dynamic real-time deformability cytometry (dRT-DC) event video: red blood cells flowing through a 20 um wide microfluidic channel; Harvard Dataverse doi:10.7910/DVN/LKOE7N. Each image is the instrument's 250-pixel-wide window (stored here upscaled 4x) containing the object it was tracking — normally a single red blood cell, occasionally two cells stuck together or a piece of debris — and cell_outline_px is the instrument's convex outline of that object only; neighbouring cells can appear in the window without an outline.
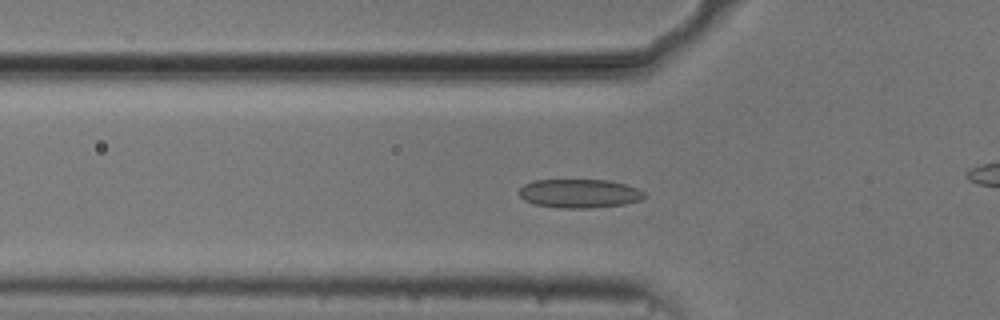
{"species": "common noctule bat (a hibernating species)", "species_latin": "Nyctalus noctula", "temperature_condition": "cold", "stored_images_in_passage": 54, "camera_frame_rate_fps": 3000, "um_per_image_px": 0.085, "animal": {"sex": "male", "body_mass_g": 20.5, "forearm_length_mm": 52.5}, "frame": {"image": 1, "passage_image": 17, "time_ms": 5.333, "image_size_px": [1000, 320], "cell_outline_px": [[644, 196], [640, 200], [624, 204], [588, 208], [560, 208], [536, 204], [524, 200], [520, 196], [520, 188], [524, 184], [532, 180], [608, 180], [624, 184], [636, 188], [644, 192]], "centroid_in_image_um": [49.22, 16.44], "position_along_channel_um": 76.6, "area_um2": 20.81}}
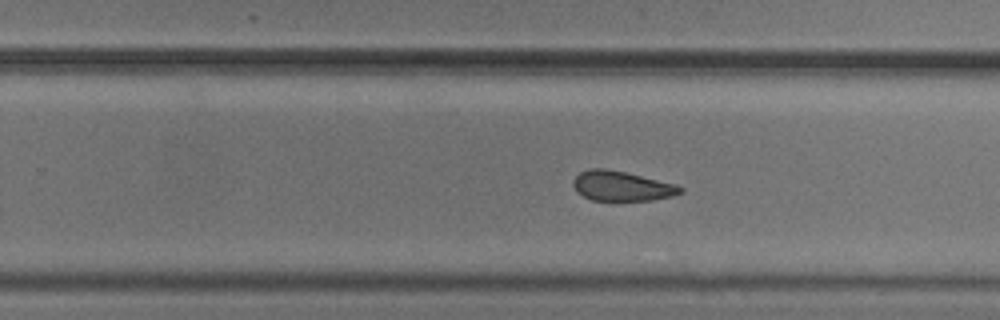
{"frame": {"image": 2, "passage_image": 33, "time_ms": 10.667, "image_size_px": [1000, 320], "cell_outline_px": [[684, 192], [672, 196], [652, 200], [592, 200], [576, 192], [572, 184], [572, 180], [580, 172], [592, 168], [604, 168], [624, 172], [676, 184], [684, 188]], "centroid_in_image_um": [52.84, 15.81], "position_along_channel_um": 277.0, "area_um2": 18.55}}
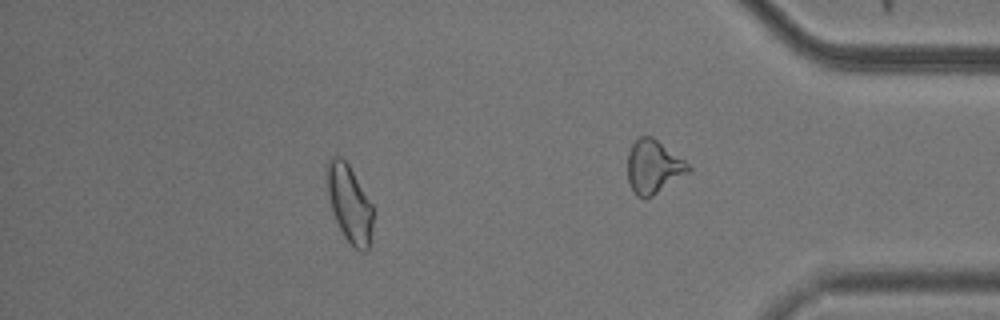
{"frame": {"image": 3, "passage_image": 47, "time_ms": 15.333, "image_size_px": [1000, 320], "cell_outline_px": [[372, 228], [368, 248], [364, 252], [360, 252], [344, 236], [336, 220], [332, 208], [324, 180], [324, 164], [336, 152], [348, 164], [372, 204]], "centroid_in_image_um": [29.64, 17.21], "position_along_channel_um": 405.6, "area_um2": 20.87}, "authors_computed_cell_mechanics": {"area_um2": 20.6924, "velocity_mm_per_s": 3.7476, "shape_relaxation_time_tau1_ms": 6.0665, "shape_relaxation_time_tau2_ms": 3.0152, "deformation_change_tau1": 0.1057, "deformation_change_tau2": 0.0898}}